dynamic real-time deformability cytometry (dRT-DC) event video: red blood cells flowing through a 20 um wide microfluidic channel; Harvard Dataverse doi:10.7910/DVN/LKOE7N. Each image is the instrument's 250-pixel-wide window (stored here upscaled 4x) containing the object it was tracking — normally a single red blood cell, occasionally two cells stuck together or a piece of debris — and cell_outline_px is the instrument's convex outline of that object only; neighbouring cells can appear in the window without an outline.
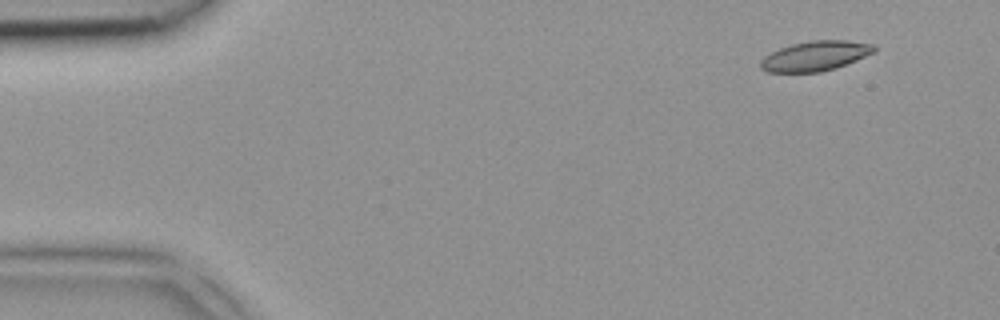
{"species": "common noctule bat (a hibernating species)", "species_latin": "Nyctalus noctula", "temperature_condition": "room temperature", "stored_images_in_passage": 5, "camera_frame_rate_fps": 3000, "um_per_image_px": 0.085, "animal": {"sex": "female", "body_mass_g": 18.4}, "frame": {"image": 1, "passage_image": 2, "time_ms": 0.333, "image_size_px": [1000, 320], "cell_outline_px": [[876, 52], [836, 68], [820, 72], [768, 72], [760, 68], [760, 60], [764, 56], [780, 48], [792, 44], [812, 40], [848, 40], [872, 44], [876, 48]], "centroid_in_image_um": [69.3, 4.75], "position_along_channel_um": 15.7, "area_um2": 19.77}}